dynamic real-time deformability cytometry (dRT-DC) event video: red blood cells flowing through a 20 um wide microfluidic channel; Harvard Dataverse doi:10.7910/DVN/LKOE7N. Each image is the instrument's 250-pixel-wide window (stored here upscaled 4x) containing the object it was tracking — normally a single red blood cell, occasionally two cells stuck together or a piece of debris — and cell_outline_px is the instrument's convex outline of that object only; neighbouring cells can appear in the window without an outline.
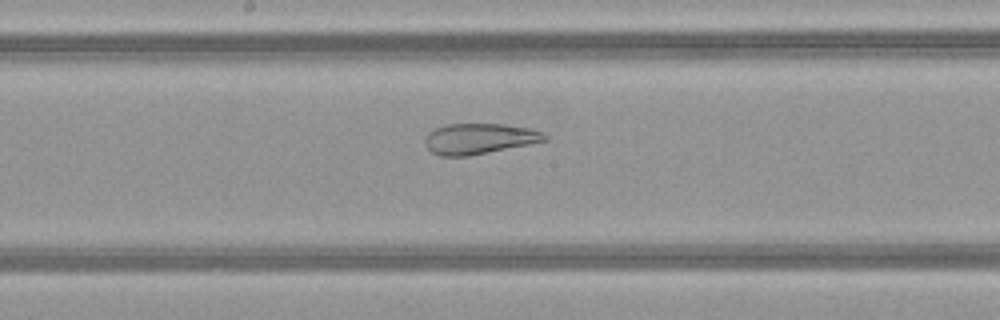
{"species": "common noctule bat (a hibernating species)", "species_latin": "Nyctalus noctula", "temperature_condition": "warm", "stored_images_in_passage": 49, "camera_frame_rate_fps": 3000, "um_per_image_px": 0.085, "animal": {"sex": "female", "body_mass_g": 21.9}, "frame": {"image": 1, "passage_image": 26, "time_ms": 8.333, "image_size_px": [1000, 320], "cell_outline_px": [[548, 140], [468, 156], [440, 156], [432, 152], [424, 144], [424, 140], [428, 132], [436, 128], [448, 124], [504, 124], [528, 128], [544, 132], [548, 136]], "centroid_in_image_um": [40.72, 11.78], "position_along_channel_um": 207.5, "area_um2": 21.27}}
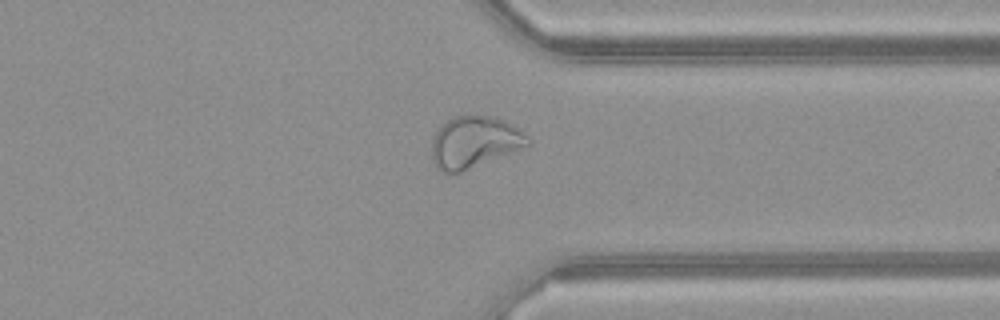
{"frame": {"image": 2, "passage_image": 38, "time_ms": 12.333, "image_size_px": [1000, 320], "cell_outline_px": [[532, 144], [460, 172], [440, 172], [436, 168], [432, 160], [432, 136], [452, 116], [488, 116], [504, 120], [520, 128], [532, 140]], "centroid_in_image_um": [40.33, 12.08], "position_along_channel_um": 371.1, "area_um2": 28.73}}
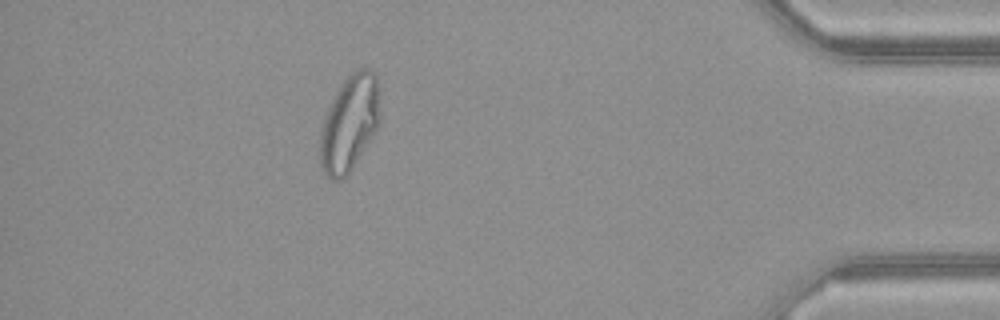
{"frame": {"image": 3, "passage_image": 44, "time_ms": 14.333, "image_size_px": [1000, 320], "cell_outline_px": [[380, 124], [352, 168], [340, 180], [332, 180], [324, 172], [320, 164], [320, 132], [324, 116], [340, 84], [352, 72], [360, 68], [368, 68], [376, 72], [380, 112]], "centroid_in_image_um": [29.71, 10.45], "position_along_channel_um": 405.5, "area_um2": 33.47}}